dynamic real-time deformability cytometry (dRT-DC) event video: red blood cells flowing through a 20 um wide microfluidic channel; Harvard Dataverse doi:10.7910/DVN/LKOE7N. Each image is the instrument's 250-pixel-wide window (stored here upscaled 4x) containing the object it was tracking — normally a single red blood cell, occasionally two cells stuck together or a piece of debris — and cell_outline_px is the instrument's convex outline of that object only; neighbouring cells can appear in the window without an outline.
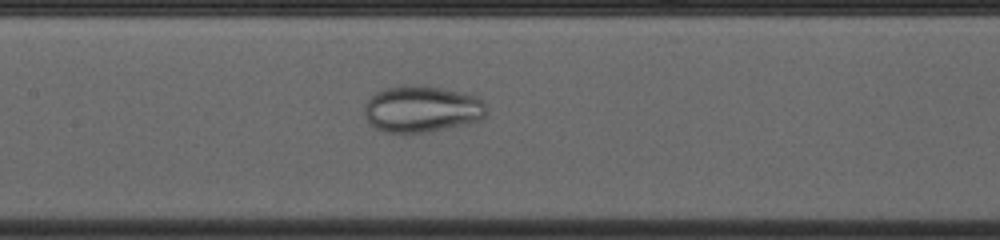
{"species": "common noctule bat (a hibernating species)", "species_latin": "Nyctalus noctula", "temperature_condition": "cold", "stored_images_in_passage": 49, "camera_frame_rate_fps": 3000, "um_per_image_px": 0.085, "animal": {"sex": "female", "body_mass_g": 23.0, "forearm_length_mm": 53.4}, "frame": {"image": 1, "passage_image": 20, "time_ms": 6.333, "image_size_px": [1000, 240], "cell_outline_px": [[484, 116], [480, 120], [424, 132], [384, 132], [376, 128], [364, 116], [364, 104], [376, 92], [384, 88], [404, 84], [424, 84], [444, 88], [476, 96], [484, 104]], "centroid_in_image_um": [35.79, 9.23], "position_along_channel_um": 171.6, "area_um2": 32.89}}
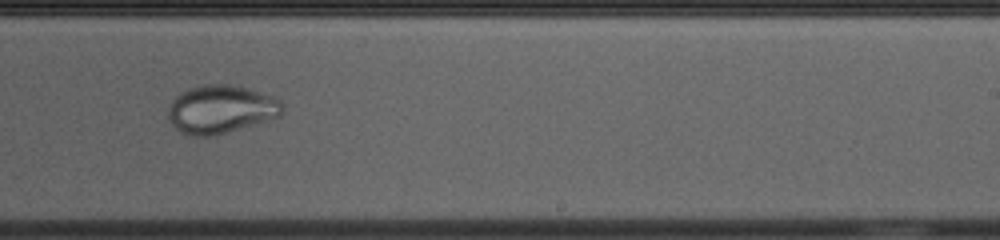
{"frame": {"image": 2, "passage_image": 28, "time_ms": 9.0, "image_size_px": [1000, 240], "cell_outline_px": [[284, 112], [280, 116], [212, 136], [188, 136], [180, 132], [172, 124], [168, 116], [168, 108], [172, 100], [180, 92], [188, 88], [204, 84], [228, 84], [244, 88], [272, 96], [280, 100], [284, 108]], "centroid_in_image_um": [18.74, 9.29], "position_along_channel_um": 270.3, "area_um2": 31.91}}
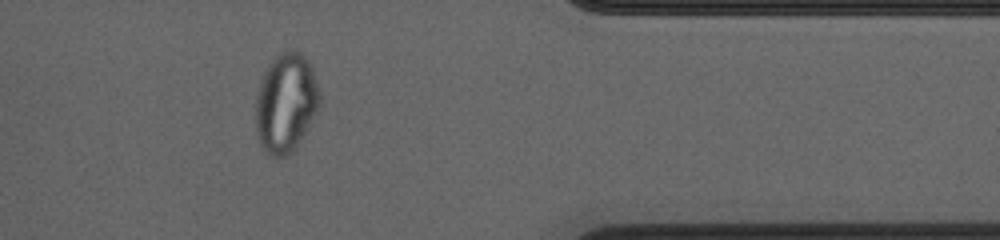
{"frame": {"image": 3, "passage_image": 39, "time_ms": 12.667, "image_size_px": [1000, 240], "cell_outline_px": [[320, 108], [296, 148], [288, 156], [268, 156], [260, 144], [256, 132], [256, 96], [260, 80], [268, 64], [276, 56], [292, 48], [296, 48], [312, 64], [320, 92]], "centroid_in_image_um": [24.32, 8.74], "position_along_channel_um": 387.1, "area_um2": 37.63}}